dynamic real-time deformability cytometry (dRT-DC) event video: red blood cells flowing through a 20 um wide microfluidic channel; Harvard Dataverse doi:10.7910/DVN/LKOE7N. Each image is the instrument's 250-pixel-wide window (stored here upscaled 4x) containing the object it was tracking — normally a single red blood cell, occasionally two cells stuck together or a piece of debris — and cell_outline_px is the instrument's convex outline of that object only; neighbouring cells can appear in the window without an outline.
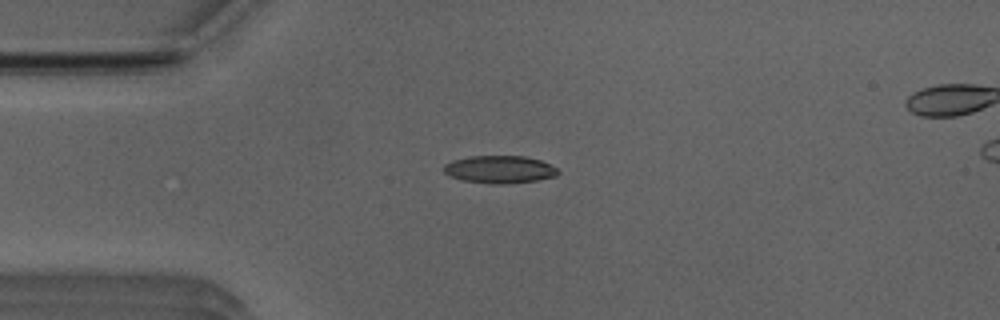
{"species": "Egyptian fruit bat (a non-hibernating species)", "species_latin": "Rousettus aegyptiacus", "temperature_condition": "room temperature", "stored_images_in_passage": 40, "camera_frame_rate_fps": 3000, "um_per_image_px": 0.085, "animal": {"sex": "male"}, "frame": {"image": 1, "passage_image": 1, "time_ms": 0.0, "image_size_px": [1000, 320], "cell_outline_px": [[560, 172], [556, 176], [536, 180], [504, 184], [492, 184], [464, 180], [448, 176], [444, 172], [444, 164], [452, 160], [468, 156], [524, 156], [540, 160], [556, 168]], "centroid_in_image_um": [42.44, 14.4], "position_along_channel_um": 42.6, "area_um2": 18.32}}
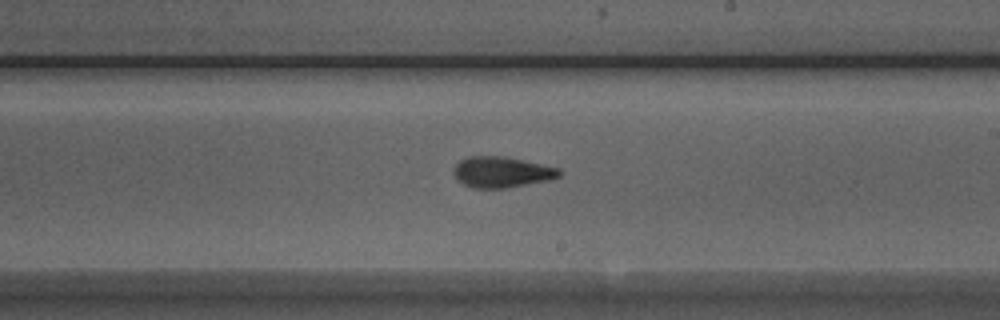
{"frame": {"image": 2, "passage_image": 18, "time_ms": 5.667, "image_size_px": [1000, 320], "cell_outline_px": [[560, 176], [548, 180], [508, 188], [472, 188], [464, 184], [452, 172], [456, 164], [460, 160], [468, 156], [504, 156], [560, 168]], "centroid_in_image_um": [42.64, 14.62], "position_along_channel_um": 246.4, "area_um2": 18.9}}
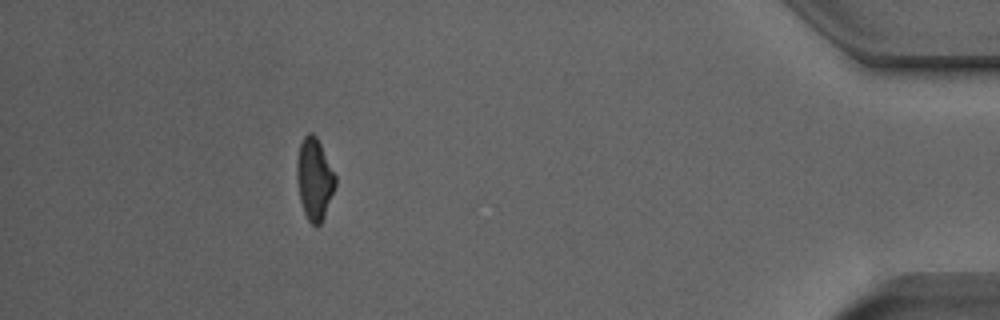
{"frame": {"image": 3, "passage_image": 35, "time_ms": 11.333, "image_size_px": [1000, 320], "cell_outline_px": [[336, 184], [324, 216], [320, 224], [316, 228], [308, 220], [304, 212], [300, 200], [296, 180], [296, 160], [300, 144], [304, 136], [308, 132], [312, 132], [316, 136], [336, 176]], "centroid_in_image_um": [26.7, 15.21], "position_along_channel_um": 408.5, "area_um2": 18.32}, "authors_computed_cell_mechanics": {"area_um2": 18.7272, "velocity_mm_per_s": 3.9459, "shape_relaxation_time_tau1_ms": 7.8957, "shape_relaxation_time_tau2_ms": 2.6222, "deformation_change_tau1": 0.2112, "deformation_change_tau2": 0.1017}}